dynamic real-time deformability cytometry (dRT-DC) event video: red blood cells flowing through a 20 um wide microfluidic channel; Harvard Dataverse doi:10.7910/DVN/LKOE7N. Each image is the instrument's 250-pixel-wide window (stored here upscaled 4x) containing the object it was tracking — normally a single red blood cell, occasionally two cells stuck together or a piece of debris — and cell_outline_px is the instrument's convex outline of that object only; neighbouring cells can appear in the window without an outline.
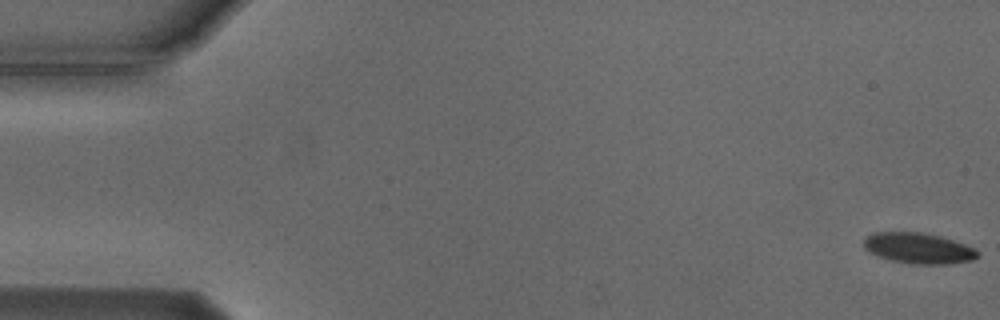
{"species": "Egyptian fruit bat (a non-hibernating species)", "species_latin": "Rousettus aegyptiacus", "temperature_condition": "cold", "stored_images_in_passage": 13, "camera_frame_rate_fps": 3000, "um_per_image_px": 0.085, "animal": {"sex": "male"}, "frame": {"image": 1, "passage_image": 1, "time_ms": 0.0, "image_size_px": [1000, 320], "cell_outline_px": [[980, 256], [972, 260], [948, 264], [912, 264], [892, 260], [868, 252], [864, 248], [864, 240], [872, 232], [920, 232], [940, 236], [976, 248], [980, 252]], "centroid_in_image_um": [78.1, 21.1], "position_along_channel_um": 6.9, "area_um2": 20.4}}